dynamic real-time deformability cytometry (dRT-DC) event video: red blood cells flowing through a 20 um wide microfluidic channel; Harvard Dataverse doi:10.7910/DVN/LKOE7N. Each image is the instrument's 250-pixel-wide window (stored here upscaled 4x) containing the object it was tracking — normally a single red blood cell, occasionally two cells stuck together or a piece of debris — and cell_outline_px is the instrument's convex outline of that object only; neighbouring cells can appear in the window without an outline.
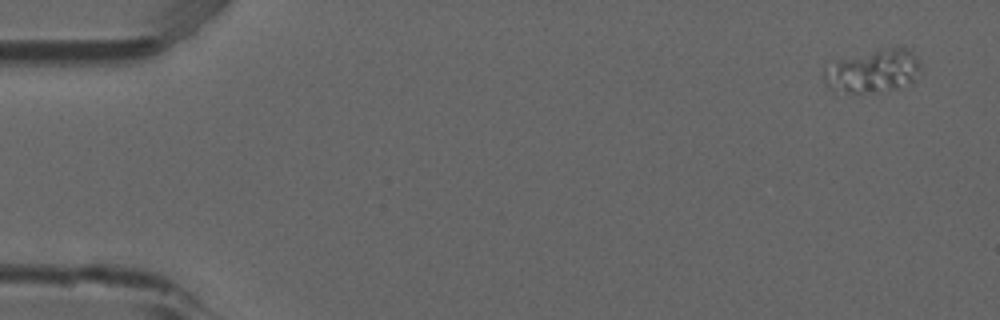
{"species": "common noctule bat (a hibernating species)", "species_latin": "Nyctalus noctula", "temperature_condition": "room temperature", "stored_images_in_passage": 5, "camera_frame_rate_fps": 3000, "um_per_image_px": 0.085, "animal": {"sex": "male", "forearm_length_mm": 52.5}, "frame": {"image": 1, "passage_image": 1, "time_ms": 0.0, "image_size_px": [1000, 320], "cell_outline_px": [[920, 68], [916, 80], [908, 84], [896, 88], [860, 92], [848, 92], [828, 88], [824, 80], [824, 68], [836, 60], [892, 48], [908, 48], [912, 52], [920, 64]], "centroid_in_image_um": [74.21, 6.05], "position_along_channel_um": 10.8, "area_um2": 23.41}}
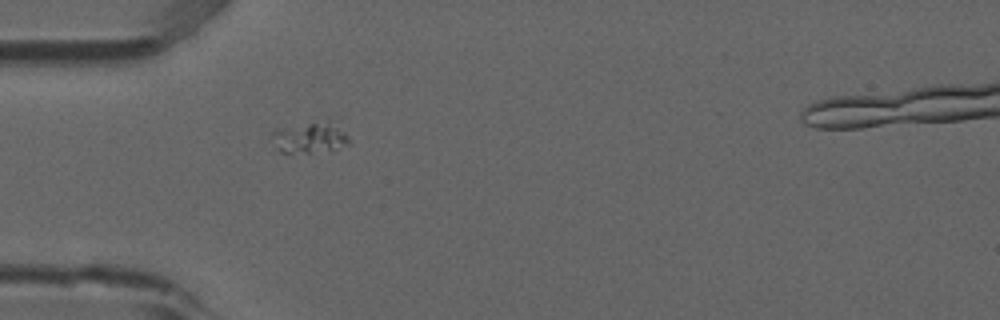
{"frame": {"image": 2, "passage_image": 5, "time_ms": 1.333, "image_size_px": [1000, 320], "cell_outline_px": [[352, 140], [348, 144], [336, 148], [308, 152], [280, 152], [276, 148], [272, 136], [272, 132], [276, 128], [328, 120], [344, 132]], "centroid_in_image_um": [26.31, 11.68], "position_along_channel_um": 58.7, "area_um2": 13.53}}